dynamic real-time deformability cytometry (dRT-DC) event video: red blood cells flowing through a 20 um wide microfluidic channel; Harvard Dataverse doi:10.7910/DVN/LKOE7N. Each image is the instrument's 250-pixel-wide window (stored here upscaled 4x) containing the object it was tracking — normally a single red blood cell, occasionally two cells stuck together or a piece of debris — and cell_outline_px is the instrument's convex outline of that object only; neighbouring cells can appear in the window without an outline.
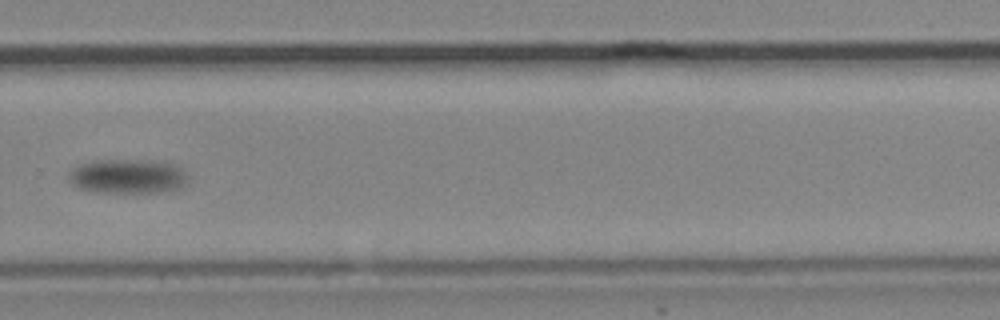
{"species": "common noctule bat (a hibernating species)", "species_latin": "Nyctalus noctula", "temperature_condition": "cold", "stored_images_in_passage": 19, "camera_frame_rate_fps": 3000, "um_per_image_px": 0.085, "animal": {"sex": "male", "body_mass_g": 19.2, "forearm_length_mm": 51.8}, "frame": {"image": 1, "passage_image": 12, "time_ms": 15.333, "image_size_px": [1000, 320], "cell_outline_px": [[184, 184], [180, 188], [160, 192], [92, 192], [80, 188], [72, 184], [68, 180], [68, 172], [76, 164], [92, 160], [148, 160], [172, 164], [180, 168], [184, 172]], "centroid_in_image_um": [10.73, 14.98], "position_along_channel_um": 319.1, "area_um2": 23.87}}
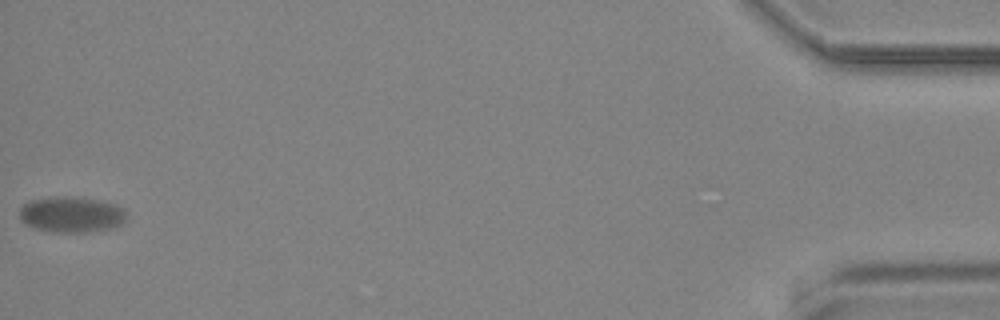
{"frame": {"image": 2, "passage_image": 19, "time_ms": 23.667, "image_size_px": [1000, 320], "cell_outline_px": [[128, 216], [120, 224], [112, 228], [88, 232], [52, 232], [36, 228], [24, 224], [20, 220], [20, 208], [24, 204], [32, 200], [56, 196], [68, 196], [100, 200], [116, 204], [124, 208]], "centroid_in_image_um": [6.09, 18.23], "position_along_channel_um": 429.1, "area_um2": 22.48}}